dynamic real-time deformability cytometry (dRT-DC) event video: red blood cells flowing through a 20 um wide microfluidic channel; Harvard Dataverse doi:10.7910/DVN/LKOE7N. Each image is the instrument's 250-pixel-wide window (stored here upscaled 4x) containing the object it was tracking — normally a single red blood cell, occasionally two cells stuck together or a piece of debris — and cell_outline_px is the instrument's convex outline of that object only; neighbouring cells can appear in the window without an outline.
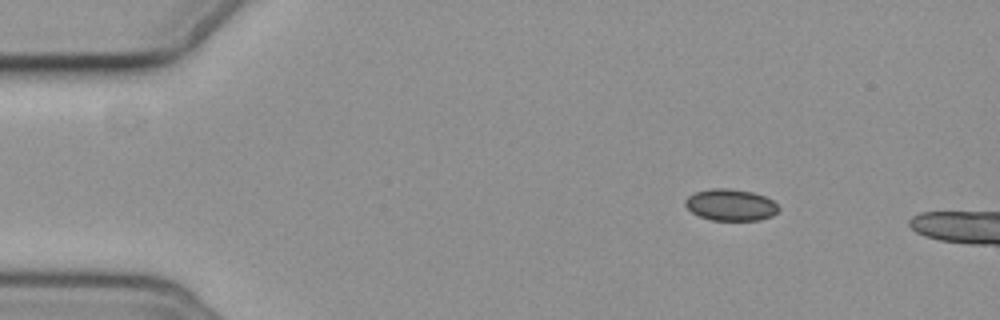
{"species": "common noctule bat (a hibernating species)", "species_latin": "Nyctalus noctula", "temperature_condition": "cold", "stored_images_in_passage": 3, "camera_frame_rate_fps": 3000, "um_per_image_px": 0.085, "animal": {"sex": "female", "body_mass_g": 19.3, "forearm_length_mm": 54.1}, "frame": {"image": 1, "passage_image": 1, "time_ms": 0.0, "image_size_px": [1000, 320], "cell_outline_px": [[780, 208], [772, 216], [760, 220], [712, 220], [700, 216], [692, 212], [684, 204], [684, 200], [688, 196], [696, 192], [712, 188], [728, 188], [752, 192], [764, 196], [772, 200]], "centroid_in_image_um": [62.1, 17.41], "position_along_channel_um": 22.9, "area_um2": 17.11}}